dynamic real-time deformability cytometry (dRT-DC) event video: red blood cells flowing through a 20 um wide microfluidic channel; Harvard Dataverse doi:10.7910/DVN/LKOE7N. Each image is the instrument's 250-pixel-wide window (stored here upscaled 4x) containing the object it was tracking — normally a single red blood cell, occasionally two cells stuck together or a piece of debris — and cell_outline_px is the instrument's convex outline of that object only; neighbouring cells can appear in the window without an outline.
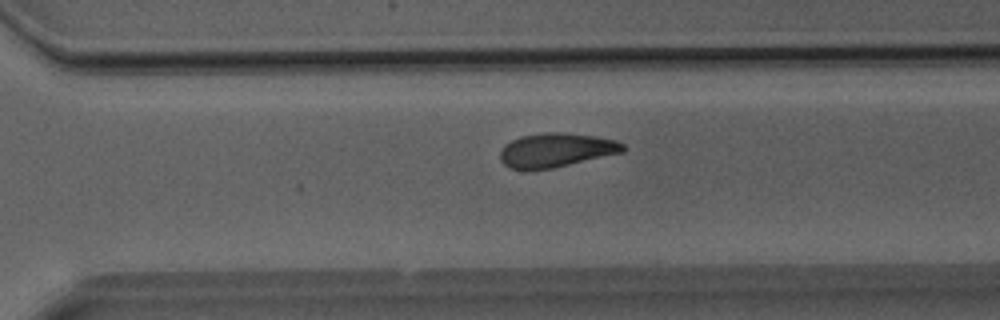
{"species": "Egyptian fruit bat (a non-hibernating species)", "species_latin": "Rousettus aegyptiacus", "temperature_condition": "room temperature", "stored_images_in_passage": 35, "camera_frame_rate_fps": 3000, "um_per_image_px": 0.085, "animal": {"sex": "male"}, "frame": {"image": 1, "passage_image": 24, "time_ms": 7.667, "image_size_px": [1000, 320], "cell_outline_px": [[624, 152], [552, 168], [508, 168], [500, 160], [500, 152], [504, 144], [520, 136], [544, 132], [564, 132], [596, 136], [616, 140], [624, 144]], "centroid_in_image_um": [47.28, 12.73], "position_along_channel_um": 323.3, "area_um2": 24.22}}
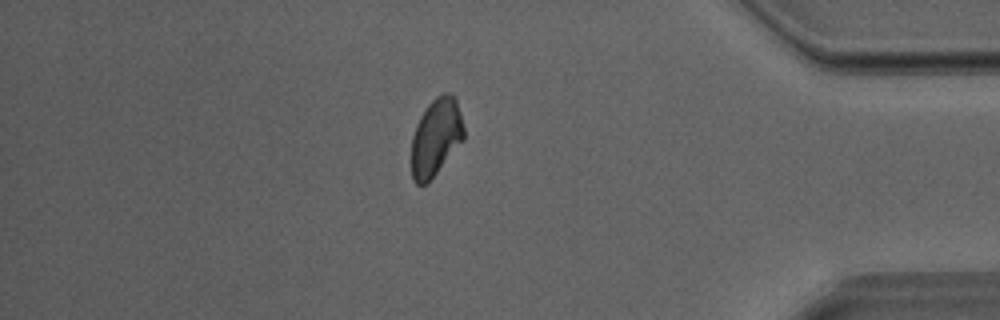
{"frame": {"image": 2, "passage_image": 30, "time_ms": 9.667, "image_size_px": [1000, 320], "cell_outline_px": [[464, 140], [428, 184], [416, 184], [412, 180], [412, 136], [416, 124], [420, 116], [428, 104], [436, 96], [444, 92], [452, 92], [456, 96], [464, 128]], "centroid_in_image_um": [37.07, 11.65], "position_along_channel_um": 398.1, "area_um2": 24.04}}
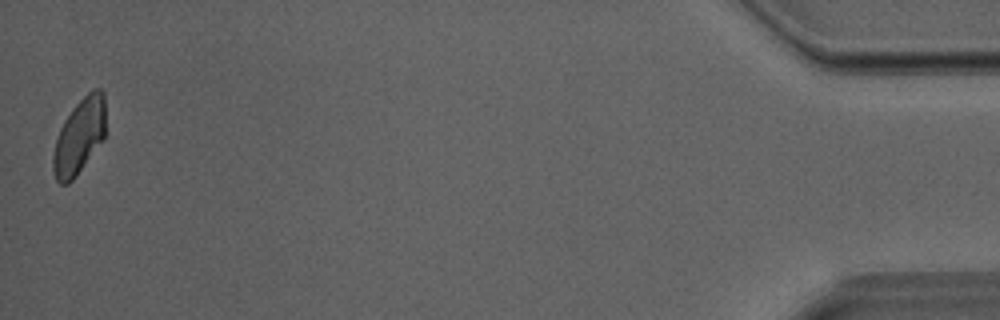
{"frame": {"image": 3, "passage_image": 35, "time_ms": 11.333, "image_size_px": [1000, 320], "cell_outline_px": [[104, 140], [76, 176], [68, 184], [60, 184], [56, 180], [52, 168], [52, 156], [56, 140], [60, 128], [64, 120], [72, 108], [92, 88], [100, 88], [104, 92]], "centroid_in_image_um": [6.73, 11.6], "position_along_channel_um": 428.5, "area_um2": 23.12}}